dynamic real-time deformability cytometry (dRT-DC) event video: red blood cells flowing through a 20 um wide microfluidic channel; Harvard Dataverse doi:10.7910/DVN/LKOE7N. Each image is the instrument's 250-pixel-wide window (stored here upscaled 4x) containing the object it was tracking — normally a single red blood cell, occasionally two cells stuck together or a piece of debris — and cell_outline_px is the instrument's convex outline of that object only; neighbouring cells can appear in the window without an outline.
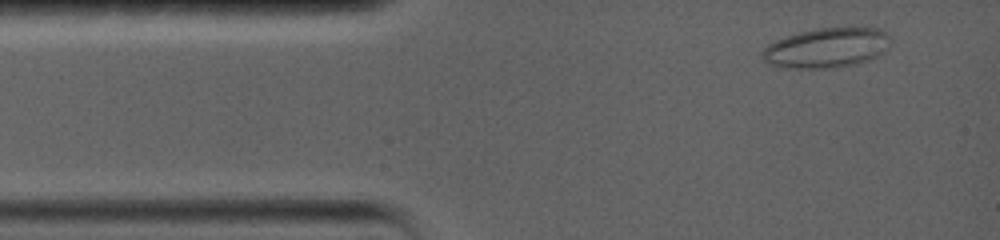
{"species": "common noctule bat (a hibernating species)", "species_latin": "Nyctalus noctula", "temperature_condition": "warm", "stored_images_in_passage": 3, "camera_frame_rate_fps": 5000, "um_per_image_px": 0.085, "animal": {"sex": "female", "body_mass_g": 19.0, "forearm_length_mm": 56.7}, "frame": {"image": 1, "passage_image": 1, "time_ms": 0.0, "image_size_px": [1000, 240], "cell_outline_px": [[888, 48], [884, 52], [868, 60], [856, 64], [832, 68], [776, 68], [768, 64], [760, 56], [764, 48], [768, 44], [784, 36], [816, 28], [880, 28], [888, 36]], "centroid_in_image_um": [70.19, 4.08], "position_along_channel_um": 14.8, "area_um2": 29.88}}
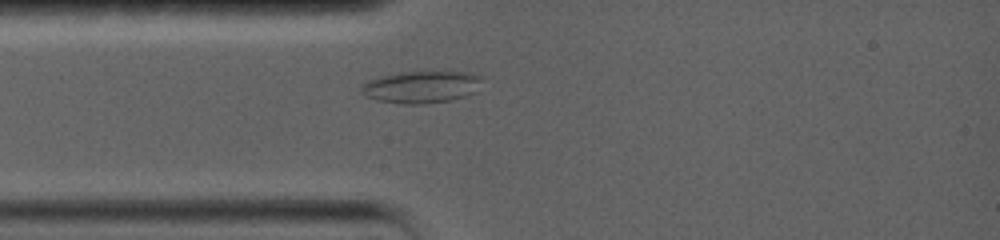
{"frame": {"image": 2, "passage_image": 3, "time_ms": 2.4, "image_size_px": [1000, 240], "cell_outline_px": [[484, 76], [476, 92], [452, 100], [424, 104], [404, 104], [376, 100], [364, 96], [360, 92], [360, 88], [368, 80], [380, 76], [400, 72], [468, 72]], "centroid_in_image_um": [35.82, 7.39], "position_along_channel_um": 49.2, "area_um2": 22.77}}